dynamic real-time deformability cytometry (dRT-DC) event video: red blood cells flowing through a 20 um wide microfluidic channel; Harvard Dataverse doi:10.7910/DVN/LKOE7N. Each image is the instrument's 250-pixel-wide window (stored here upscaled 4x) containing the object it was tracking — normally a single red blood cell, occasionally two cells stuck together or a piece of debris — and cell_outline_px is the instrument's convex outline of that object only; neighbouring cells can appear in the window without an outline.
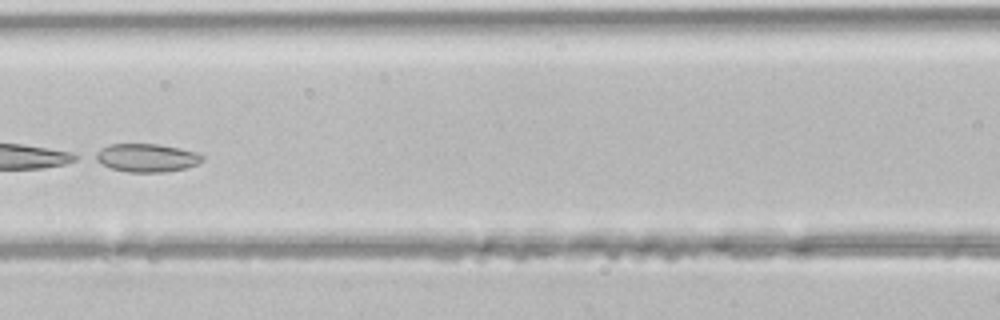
{"species": "common noctule bat (a hibernating species)", "species_latin": "Nyctalus noctula", "temperature_condition": "room temperature", "stored_images_in_passage": 24, "camera_frame_rate_fps": 3000, "um_per_image_px": 0.085, "animal": {"sex": "male", "body_mass_g": 21.5, "forearm_length_mm": 52.0}, "frame": {"image": 1, "passage_image": 8, "time_ms": 2.333, "image_size_px": [1000, 320], "cell_outline_px": [[204, 160], [196, 164], [184, 168], [168, 172], [128, 172], [112, 168], [88, 156], [100, 148], [108, 144], [160, 144], [180, 148], [196, 152], [204, 156]], "centroid_in_image_um": [12.42, 13.4], "position_along_channel_um": 154.2, "area_um2": 17.8}}